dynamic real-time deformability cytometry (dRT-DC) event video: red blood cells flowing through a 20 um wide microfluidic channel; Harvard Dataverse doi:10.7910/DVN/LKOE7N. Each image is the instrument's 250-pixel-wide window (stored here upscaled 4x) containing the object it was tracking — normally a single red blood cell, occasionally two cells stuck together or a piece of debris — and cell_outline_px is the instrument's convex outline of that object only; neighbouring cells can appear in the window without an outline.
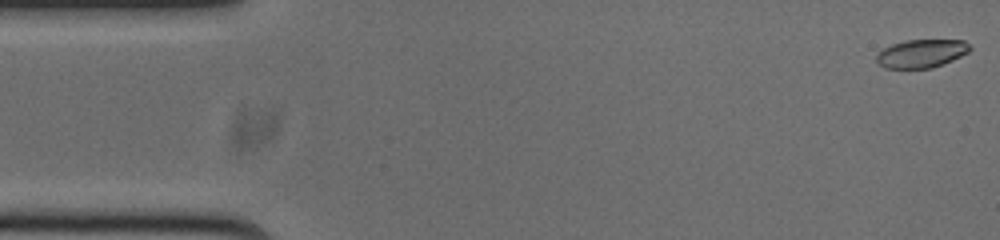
{"species": "common noctule bat (a hibernating species)", "species_latin": "Nyctalus noctula", "temperature_condition": "cold", "stored_images_in_passage": 53, "camera_frame_rate_fps": 3000, "um_per_image_px": 0.085, "animal": {"sex": "male", "body_mass_g": 20.0, "forearm_length_mm": 53.3}, "frame": {"image": 1, "passage_image": 1, "time_ms": 0.0, "image_size_px": [1000, 240], "cell_outline_px": [[972, 48], [968, 52], [952, 60], [932, 68], [884, 68], [876, 60], [876, 56], [884, 48], [892, 44], [908, 40], [964, 40]], "centroid_in_image_um": [78.33, 4.55], "position_along_channel_um": 6.7, "area_um2": 15.2}}
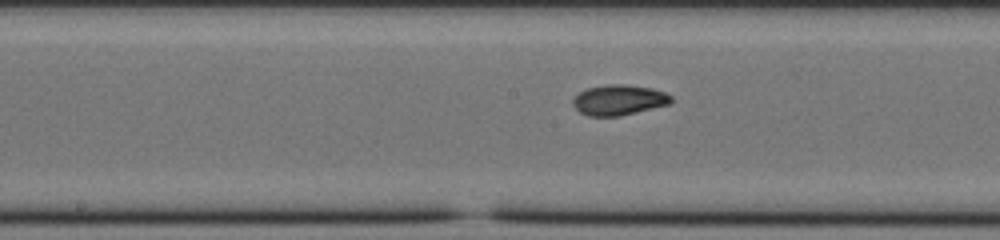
{"frame": {"image": 2, "passage_image": 26, "time_ms": 8.333, "image_size_px": [1000, 240], "cell_outline_px": [[672, 104], [620, 116], [588, 116], [580, 112], [572, 104], [572, 100], [580, 92], [588, 88], [608, 84], [624, 84], [652, 88], [664, 92], [672, 96]], "centroid_in_image_um": [52.64, 8.5], "position_along_channel_um": 195.6, "area_um2": 17.46}}
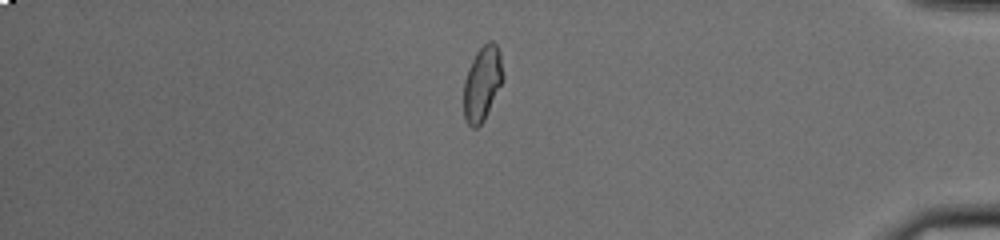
{"frame": {"image": 3, "passage_image": 45, "time_ms": 14.667, "image_size_px": [1000, 240], "cell_outline_px": [[504, 80], [484, 120], [476, 128], [472, 128], [464, 120], [464, 80], [468, 68], [476, 52], [488, 40], [492, 40], [496, 44], [500, 52], [504, 76]], "centroid_in_image_um": [41.0, 7.08], "position_along_channel_um": 394.2, "area_um2": 17.28}, "authors_computed_cell_mechanics": {"area_um2": 16.9354, "velocity_mm_per_s": 3.7718, "shape_relaxation_time_tau1_ms": 6.9373, "shape_relaxation_time_tau2_ms": 2.3091, "deformation_change_tau1": 0.14, "deformation_change_tau2": 0.0617}}